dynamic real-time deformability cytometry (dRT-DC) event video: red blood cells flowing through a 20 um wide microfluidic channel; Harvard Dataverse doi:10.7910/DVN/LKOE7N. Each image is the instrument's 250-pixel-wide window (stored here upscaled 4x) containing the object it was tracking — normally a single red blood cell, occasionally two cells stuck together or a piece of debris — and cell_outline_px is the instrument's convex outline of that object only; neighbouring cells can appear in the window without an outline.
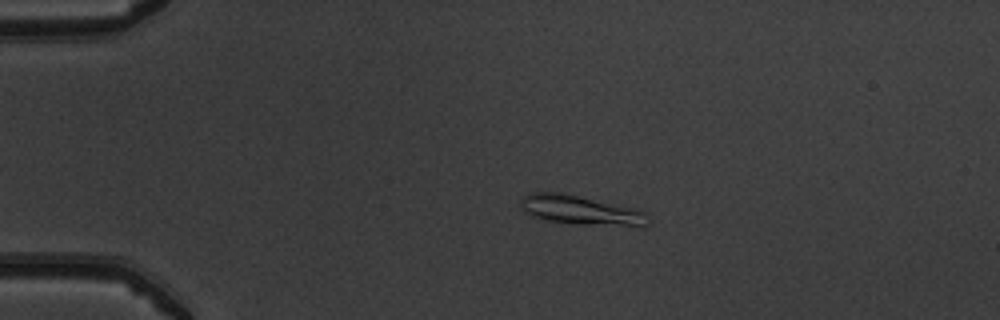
{"species": "common noctule bat (a hibernating species)", "species_latin": "Nyctalus noctula", "temperature_condition": "warm", "stored_images_in_passage": 51, "camera_frame_rate_fps": 3000, "um_per_image_px": 0.085, "animal": {"sex": "male", "body_mass_g": 19.5, "forearm_length_mm": 54.6}, "frame": {"image": 1, "passage_image": 11, "time_ms": 3.333, "image_size_px": [1000, 320], "cell_outline_px": [[652, 220], [644, 228], [576, 224], [544, 220], [528, 216], [520, 204], [520, 200], [528, 192], [560, 192], [640, 208]], "centroid_in_image_um": [49.47, 17.89], "position_along_channel_um": 35.5, "area_um2": 22.77}}
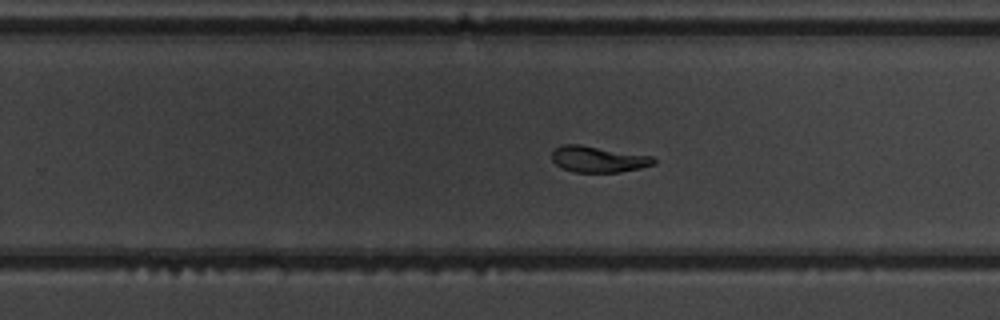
{"frame": {"image": 2, "passage_image": 33, "time_ms": 10.667, "image_size_px": [1000, 320], "cell_outline_px": [[656, 164], [640, 168], [620, 172], [576, 172], [564, 168], [556, 164], [552, 160], [552, 148], [560, 144], [580, 144], [652, 156], [656, 160]], "centroid_in_image_um": [50.83, 13.52], "position_along_channel_um": 279.0, "area_um2": 15.61}}
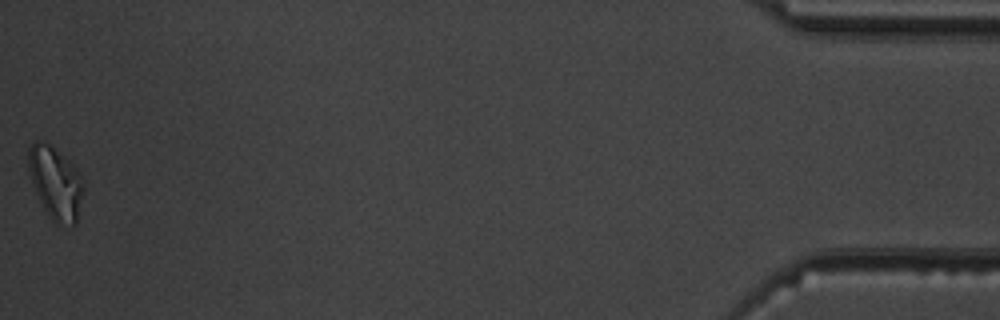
{"frame": {"image": 3, "passage_image": 51, "time_ms": 16.667, "image_size_px": [1000, 320], "cell_outline_px": [[84, 192], [76, 224], [56, 224], [52, 220], [44, 208], [36, 192], [28, 168], [28, 148], [36, 140], [40, 140], [48, 144], [68, 160], [80, 172], [84, 184]], "centroid_in_image_um": [4.75, 15.55], "position_along_channel_um": 430.5, "area_um2": 23.06}, "authors_computed_cell_mechanics": {"area_um2": 17.051, "velocity_mm_per_s": 3.9889, "shape_relaxation_time_tau1_ms": 10.5705, "shape_relaxation_time_tau2_ms": 1.8322, "deformation_change_tau1": 0.2329, "deformation_change_tau2": 0.0495}}